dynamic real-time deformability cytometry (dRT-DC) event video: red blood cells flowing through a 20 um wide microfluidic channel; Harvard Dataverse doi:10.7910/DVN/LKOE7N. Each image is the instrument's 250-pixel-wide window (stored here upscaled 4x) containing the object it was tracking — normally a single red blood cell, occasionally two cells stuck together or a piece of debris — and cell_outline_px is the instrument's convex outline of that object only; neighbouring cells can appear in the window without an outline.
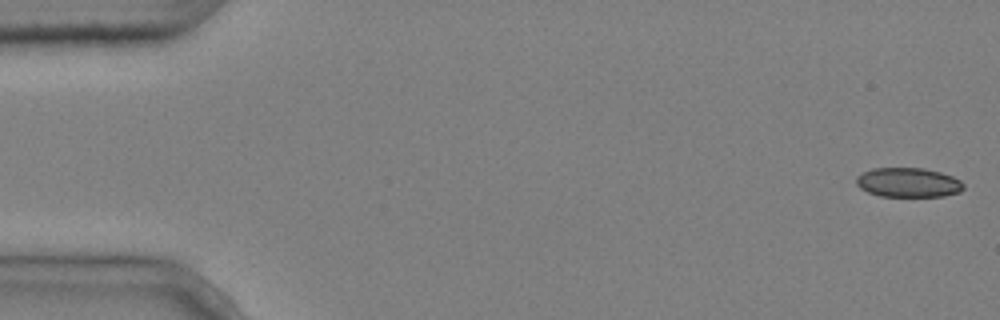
{"species": "common noctule bat (a hibernating species)", "species_latin": "Nyctalus noctula", "temperature_condition": "cold", "stored_images_in_passage": 7, "camera_frame_rate_fps": 3000, "um_per_image_px": 0.085, "animal": {"sex": "male", "body_mass_g": 20.4}, "frame": {"image": 1, "passage_image": 1, "time_ms": 0.0, "image_size_px": [1000, 320], "cell_outline_px": [[964, 188], [960, 192], [944, 196], [880, 196], [868, 192], [860, 188], [856, 184], [856, 176], [872, 168], [924, 168], [940, 172], [952, 176], [960, 180], [964, 184]], "centroid_in_image_um": [77.2, 15.51], "position_along_channel_um": 7.8, "area_um2": 18.44}}
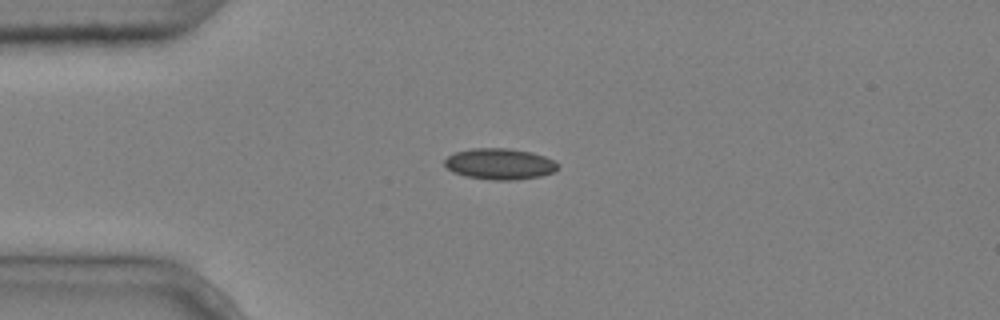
{"frame": {"image": 2, "passage_image": 4, "time_ms": 1.0, "image_size_px": [1000, 320], "cell_outline_px": [[560, 168], [552, 172], [540, 176], [516, 180], [492, 180], [464, 176], [452, 172], [444, 164], [444, 160], [448, 156], [456, 152], [472, 148], [508, 148], [532, 152], [556, 160], [560, 164]], "centroid_in_image_um": [42.5, 13.93], "position_along_channel_um": 42.5, "area_um2": 20.75}}